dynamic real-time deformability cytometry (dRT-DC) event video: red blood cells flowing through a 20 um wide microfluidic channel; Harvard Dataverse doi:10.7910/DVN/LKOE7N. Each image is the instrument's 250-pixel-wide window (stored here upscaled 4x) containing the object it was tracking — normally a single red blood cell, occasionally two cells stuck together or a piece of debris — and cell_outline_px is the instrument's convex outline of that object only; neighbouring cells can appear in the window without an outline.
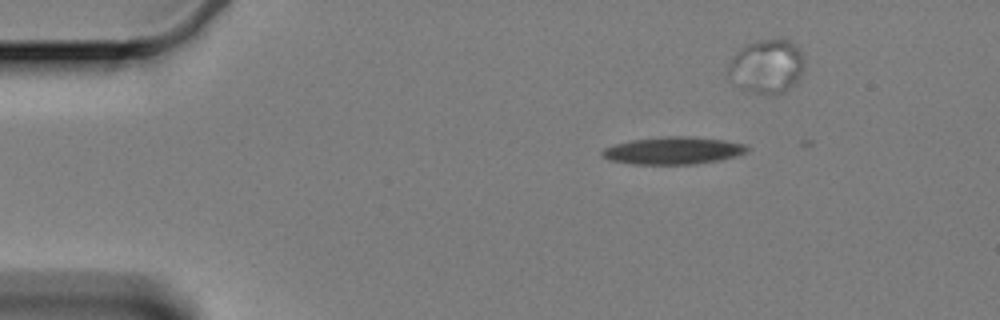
{"species": "Egyptian fruit bat (a non-hibernating species)", "species_latin": "Rousettus aegyptiacus", "temperature_condition": "cold", "stored_images_in_passage": 3, "camera_frame_rate_fps": 3000, "um_per_image_px": 0.085, "animal": {"sex": "female"}, "frame": {"image": 1, "passage_image": 2, "time_ms": 0.333, "image_size_px": [1000, 320], "cell_outline_px": [[748, 152], [736, 156], [716, 160], [692, 164], [632, 164], [612, 160], [604, 156], [600, 152], [604, 148], [616, 144], [632, 140], [660, 136], [688, 136], [724, 140], [748, 144]], "centroid_in_image_um": [57.26, 12.79], "position_along_channel_um": 27.7, "area_um2": 23.0}}